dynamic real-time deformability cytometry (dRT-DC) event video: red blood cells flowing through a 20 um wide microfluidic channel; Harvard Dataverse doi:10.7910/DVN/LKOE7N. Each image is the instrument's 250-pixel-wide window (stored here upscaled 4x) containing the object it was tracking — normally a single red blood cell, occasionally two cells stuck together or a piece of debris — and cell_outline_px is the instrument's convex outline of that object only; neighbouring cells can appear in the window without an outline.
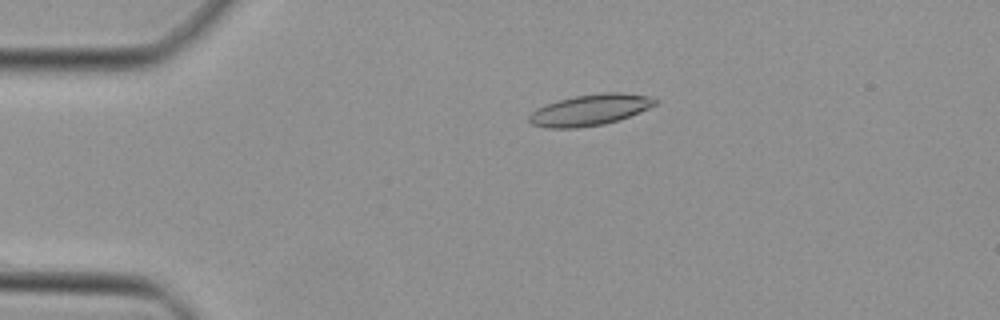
{"species": "Egyptian fruit bat (a non-hibernating species)", "species_latin": "Rousettus aegyptiacus", "temperature_condition": "cold", "stored_images_in_passage": 42, "camera_frame_rate_fps": 3000, "um_per_image_px": 0.085, "animal": {"sex": "female"}, "frame": {"image": 1, "passage_image": 6, "time_ms": 1.667, "image_size_px": [1000, 320], "cell_outline_px": [[656, 104], [640, 112], [604, 124], [576, 128], [544, 128], [532, 124], [528, 120], [528, 116], [536, 108], [560, 100], [576, 96], [604, 92], [620, 92], [648, 96], [656, 100]], "centroid_in_image_um": [50.11, 9.35], "position_along_channel_um": 34.9, "area_um2": 22.54}}
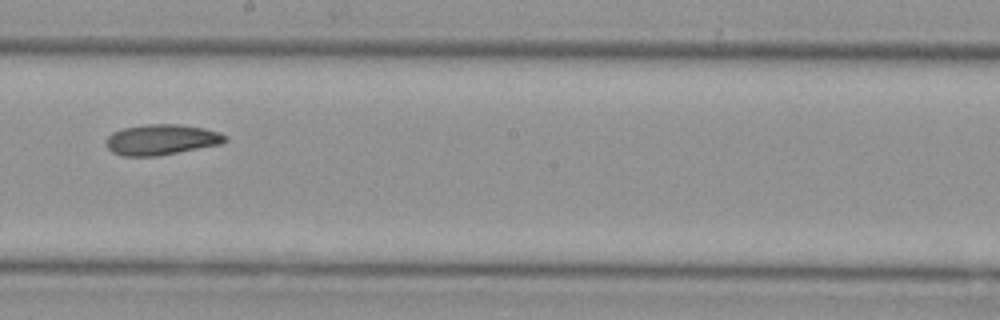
{"frame": {"image": 2, "passage_image": 23, "time_ms": 7.333, "image_size_px": [1000, 320], "cell_outline_px": [[228, 140], [220, 144], [160, 156], [124, 156], [112, 152], [108, 148], [108, 136], [112, 132], [124, 128], [144, 124], [180, 124], [204, 128], [220, 132], [228, 136]], "centroid_in_image_um": [13.76, 11.86], "position_along_channel_um": 234.4, "area_um2": 21.27}}
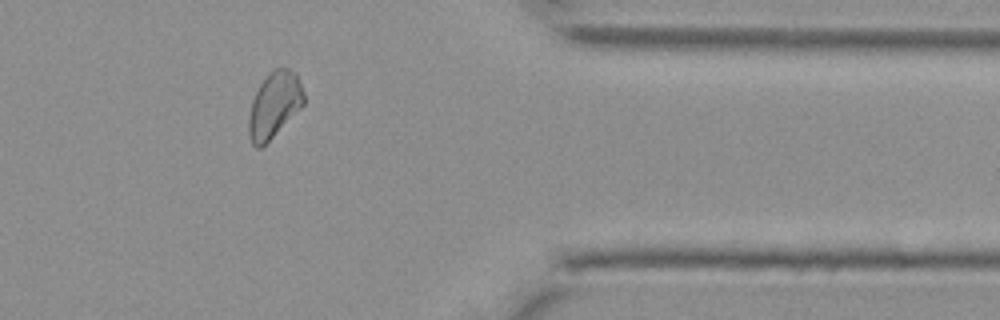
{"frame": {"image": 3, "passage_image": 35, "time_ms": 11.333, "image_size_px": [1000, 320], "cell_outline_px": [[304, 104], [260, 148], [256, 148], [252, 144], [248, 136], [248, 116], [252, 100], [260, 84], [276, 68], [292, 68], [296, 72], [304, 92]], "centroid_in_image_um": [23.3, 8.91], "position_along_channel_um": 388.1, "area_um2": 20.75}}